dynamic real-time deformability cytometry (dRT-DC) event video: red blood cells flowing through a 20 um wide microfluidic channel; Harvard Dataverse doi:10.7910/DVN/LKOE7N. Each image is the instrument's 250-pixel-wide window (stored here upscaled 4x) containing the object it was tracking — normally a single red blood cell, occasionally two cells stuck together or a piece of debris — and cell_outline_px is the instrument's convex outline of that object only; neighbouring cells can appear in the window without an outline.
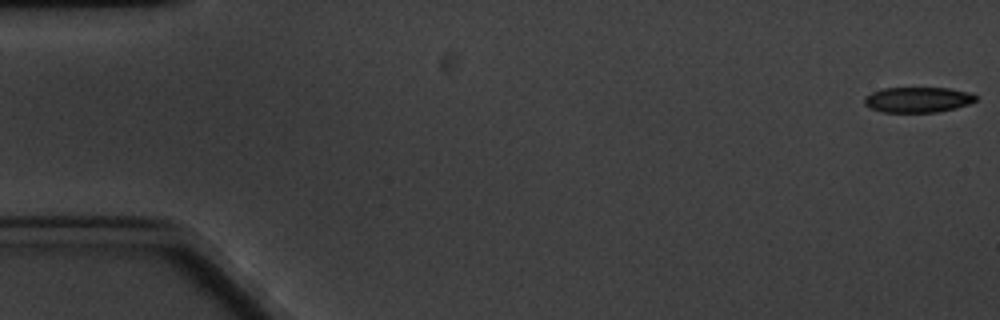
{"species": "common noctule bat (a hibernating species)", "species_latin": "Nyctalus noctula", "temperature_condition": "cold", "stored_images_in_passage": 6, "camera_frame_rate_fps": 3000, "um_per_image_px": 0.085, "animal": {"sex": "male", "body_mass_g": 20.1, "forearm_length_mm": 53.5}, "frame": {"image": 1, "passage_image": 1, "time_ms": 0.0, "image_size_px": [1000, 320], "cell_outline_px": [[976, 100], [968, 104], [936, 112], [884, 112], [868, 108], [864, 104], [864, 96], [872, 92], [884, 88], [948, 88], [972, 92], [976, 96]], "centroid_in_image_um": [77.98, 8.47], "position_along_channel_um": 7.0, "area_um2": 16.47}}
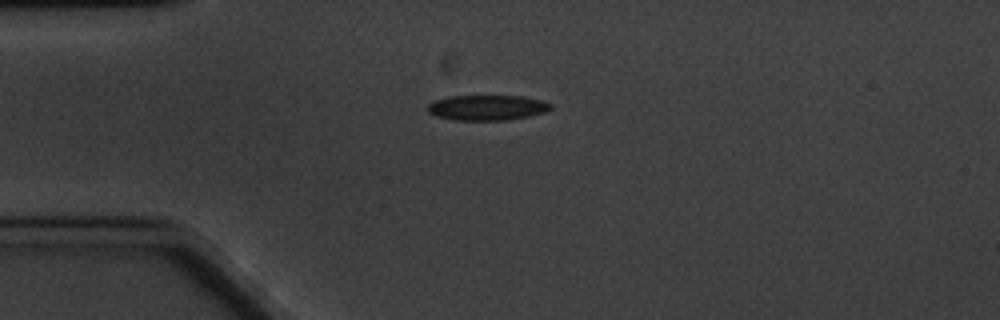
{"frame": {"image": 2, "passage_image": 5, "time_ms": 4.667, "image_size_px": [1000, 320], "cell_outline_px": [[552, 108], [544, 112], [528, 116], [508, 120], [452, 120], [436, 116], [428, 112], [428, 104], [432, 100], [452, 96], [520, 96], [540, 100], [552, 104]], "centroid_in_image_um": [41.37, 9.15], "position_along_channel_um": 43.6, "area_um2": 18.09}}